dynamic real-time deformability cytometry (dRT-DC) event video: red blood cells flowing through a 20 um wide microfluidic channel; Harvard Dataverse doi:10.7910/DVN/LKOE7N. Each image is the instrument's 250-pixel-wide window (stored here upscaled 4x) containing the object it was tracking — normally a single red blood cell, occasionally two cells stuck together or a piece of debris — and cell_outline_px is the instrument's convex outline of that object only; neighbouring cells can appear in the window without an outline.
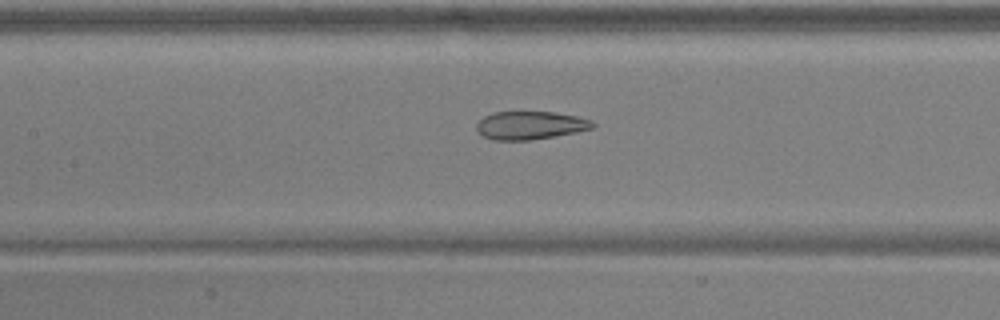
{"species": "common noctule bat (a hibernating species)", "species_latin": "Nyctalus noctula", "temperature_condition": "warm", "stored_images_in_passage": 48, "camera_frame_rate_fps": 3000, "um_per_image_px": 0.085, "animal": {"sex": "male", "body_mass_g": 17.9, "forearm_length_mm": 54.2}, "frame": {"image": 1, "passage_image": 21, "time_ms": 6.667, "image_size_px": [1000, 320], "cell_outline_px": [[596, 124], [592, 128], [576, 132], [528, 140], [492, 140], [484, 136], [476, 128], [476, 124], [484, 116], [492, 112], [556, 112], [576, 116], [592, 120]], "centroid_in_image_um": [45.07, 10.64], "position_along_channel_um": 162.3, "area_um2": 18.9}}
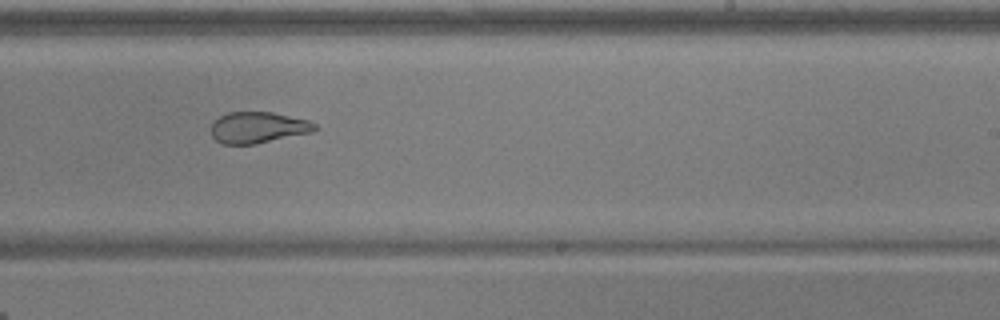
{"frame": {"image": 2, "passage_image": 29, "time_ms": 9.333, "image_size_px": [1000, 320], "cell_outline_px": [[320, 128], [312, 132], [256, 144], [224, 144], [216, 140], [212, 136], [212, 120], [228, 112], [272, 112], [308, 120], [316, 124]], "centroid_in_image_um": [21.94, 10.83], "position_along_channel_um": 267.1, "area_um2": 18.96}}
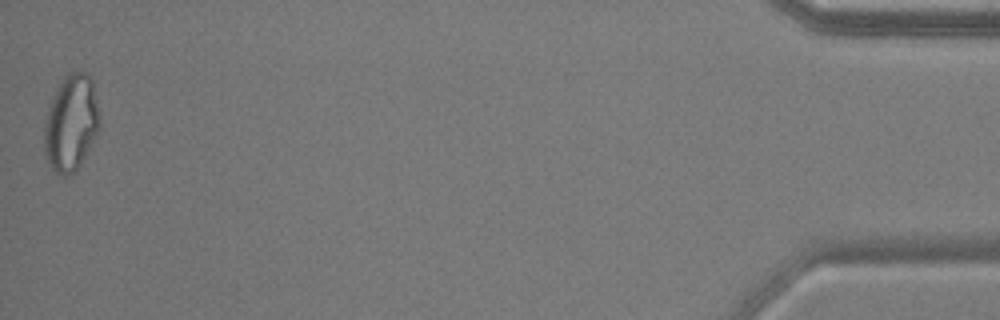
{"frame": {"image": 3, "passage_image": 48, "time_ms": 15.667, "image_size_px": [1000, 320], "cell_outline_px": [[100, 124], [80, 164], [68, 176], [64, 176], [56, 172], [52, 168], [44, 156], [44, 128], [48, 108], [56, 88], [60, 80], [68, 72], [88, 72], [92, 80], [100, 120]], "centroid_in_image_um": [6.01, 10.41], "position_along_channel_um": 429.2, "area_um2": 30.69}, "authors_computed_cell_mechanics": {"area_um2": 24.6806, "velocity_mm_per_s": 3.9401, "shape_relaxation_time_tau1_ms": null, "shape_relaxation_time_tau2_ms": 1.3319, "deformation_change_tau1": null, "deformation_change_tau2": 0.0844}}